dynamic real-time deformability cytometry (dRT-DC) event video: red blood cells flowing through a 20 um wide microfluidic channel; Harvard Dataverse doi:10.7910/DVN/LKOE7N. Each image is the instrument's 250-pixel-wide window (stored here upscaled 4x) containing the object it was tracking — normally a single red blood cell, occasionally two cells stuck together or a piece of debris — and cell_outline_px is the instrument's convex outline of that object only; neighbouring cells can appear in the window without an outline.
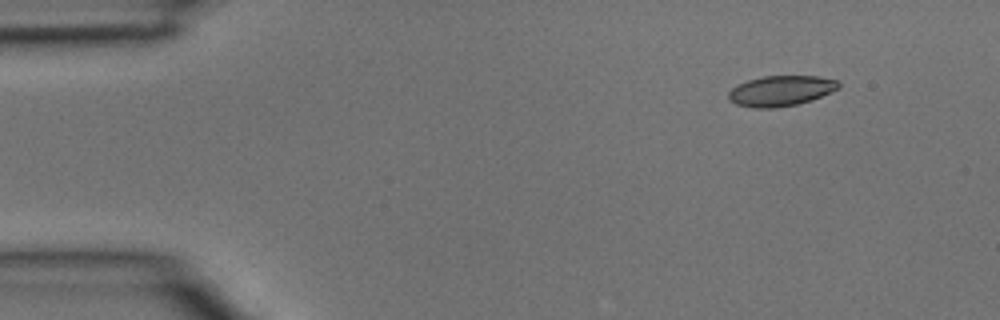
{"species": "common noctule bat (a hibernating species)", "species_latin": "Nyctalus noctula", "temperature_condition": "room temperature", "stored_images_in_passage": 3, "camera_frame_rate_fps": 3000, "um_per_image_px": 0.085, "animal": {"sex": "male", "body_mass_g": 15.6}, "frame": {"image": 1, "passage_image": 1, "time_ms": 0.0, "image_size_px": [1000, 320], "cell_outline_px": [[840, 88], [812, 100], [796, 104], [772, 108], [752, 108], [736, 104], [728, 100], [728, 92], [732, 88], [748, 80], [764, 76], [816, 76], [836, 80], [840, 84]], "centroid_in_image_um": [66.36, 7.72], "position_along_channel_um": 18.6, "area_um2": 19.42}}
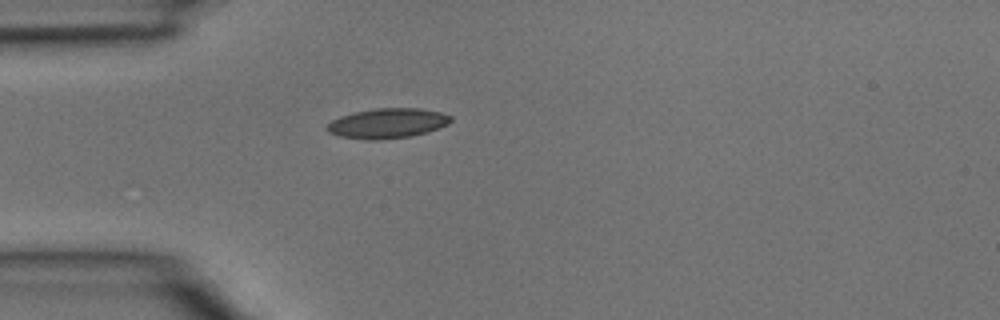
{"frame": {"image": 2, "passage_image": 3, "time_ms": 0.667, "image_size_px": [1000, 320], "cell_outline_px": [[452, 120], [448, 124], [428, 132], [412, 136], [380, 140], [364, 140], [340, 136], [328, 132], [324, 128], [332, 120], [340, 116], [356, 112], [376, 108], [420, 108], [440, 112], [452, 116]], "centroid_in_image_um": [32.93, 10.49], "position_along_channel_um": 52.1, "area_um2": 21.73}}